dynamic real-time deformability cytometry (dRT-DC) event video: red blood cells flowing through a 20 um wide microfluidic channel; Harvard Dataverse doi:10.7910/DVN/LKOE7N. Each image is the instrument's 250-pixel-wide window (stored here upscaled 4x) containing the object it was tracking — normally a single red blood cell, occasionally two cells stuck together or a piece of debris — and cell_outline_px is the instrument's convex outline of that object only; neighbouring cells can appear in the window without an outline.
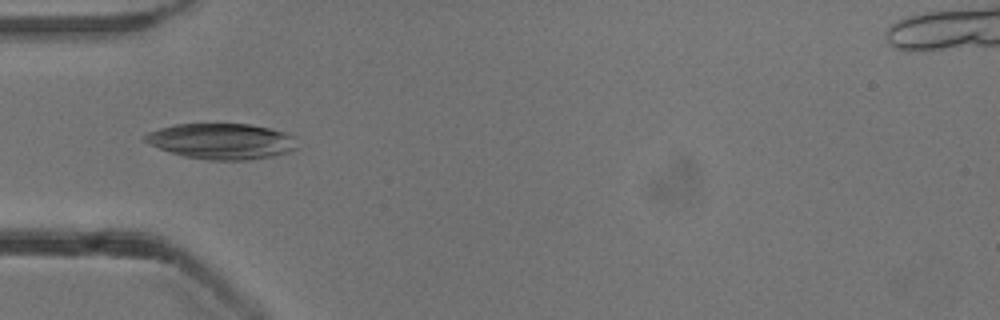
{"species": "common noctule bat (a hibernating species)", "species_latin": "Nyctalus noctula", "temperature_condition": "cold", "stored_images_in_passage": 23, "camera_frame_rate_fps": 3000, "um_per_image_px": 0.085, "animal": {"sex": "male", "body_mass_g": 13.3}, "frame": {"image": 1, "passage_image": 1, "time_ms": 0.0, "image_size_px": [1000, 320], "cell_outline_px": [[296, 148], [288, 152], [272, 156], [248, 160], [208, 160], [184, 156], [168, 152], [144, 140], [144, 136], [148, 132], [160, 128], [176, 124], [248, 124], [268, 128], [284, 132], [296, 136]], "centroid_in_image_um": [18.85, 12.01], "position_along_channel_um": 66.1, "area_um2": 31.56}}